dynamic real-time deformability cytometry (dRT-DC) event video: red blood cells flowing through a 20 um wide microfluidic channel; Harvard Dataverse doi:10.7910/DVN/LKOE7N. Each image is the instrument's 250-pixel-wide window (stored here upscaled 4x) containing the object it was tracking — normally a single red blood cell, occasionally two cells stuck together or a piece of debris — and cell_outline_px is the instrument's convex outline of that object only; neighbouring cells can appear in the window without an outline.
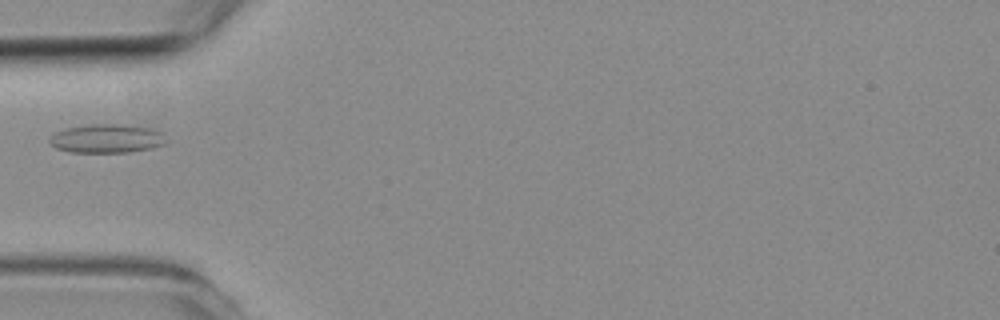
{"species": "common noctule bat (a hibernating species)", "species_latin": "Nyctalus noctula", "temperature_condition": "room temperature", "stored_images_in_passage": 1, "camera_frame_rate_fps": 3000, "um_per_image_px": 0.085, "animal": {"sex": "female", "body_mass_g": 19.3, "forearm_length_mm": 54.1}, "frame": {"image": 1, "passage_image": 1, "time_ms": 0.0, "image_size_px": [1000, 320], "cell_outline_px": [[168, 140], [164, 144], [152, 148], [128, 152], [68, 152], [56, 148], [48, 140], [56, 132], [68, 128], [88, 124], [124, 124], [156, 128], [164, 132]], "centroid_in_image_um": [9.16, 11.76], "position_along_channel_um": 75.8, "area_um2": 19.83}}